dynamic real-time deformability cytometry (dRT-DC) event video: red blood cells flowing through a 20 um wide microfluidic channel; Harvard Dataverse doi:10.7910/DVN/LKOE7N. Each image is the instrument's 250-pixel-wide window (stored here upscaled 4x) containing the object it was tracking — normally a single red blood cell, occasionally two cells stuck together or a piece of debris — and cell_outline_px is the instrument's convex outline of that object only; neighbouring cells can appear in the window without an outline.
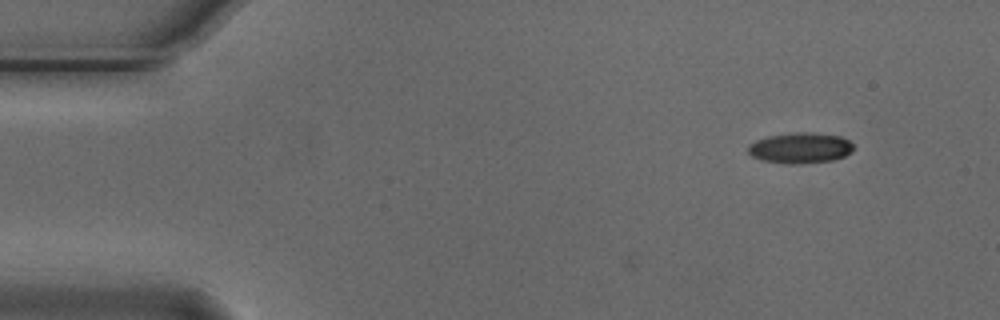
{"species": "Egyptian fruit bat (a non-hibernating species)", "species_latin": "Rousettus aegyptiacus", "temperature_condition": "cold", "stored_images_in_passage": 2, "camera_frame_rate_fps": 3000, "um_per_image_px": 0.085, "animal": {"sex": "male"}, "frame": {"image": 1, "passage_image": 2, "time_ms": 0.333, "image_size_px": [1000, 320], "cell_outline_px": [[852, 152], [844, 156], [832, 160], [800, 164], [788, 164], [760, 160], [752, 156], [748, 152], [748, 144], [756, 140], [768, 136], [796, 132], [812, 132], [840, 136], [848, 140], [852, 144]], "centroid_in_image_um": [68.0, 12.58], "position_along_channel_um": 17.0, "area_um2": 18.9}}